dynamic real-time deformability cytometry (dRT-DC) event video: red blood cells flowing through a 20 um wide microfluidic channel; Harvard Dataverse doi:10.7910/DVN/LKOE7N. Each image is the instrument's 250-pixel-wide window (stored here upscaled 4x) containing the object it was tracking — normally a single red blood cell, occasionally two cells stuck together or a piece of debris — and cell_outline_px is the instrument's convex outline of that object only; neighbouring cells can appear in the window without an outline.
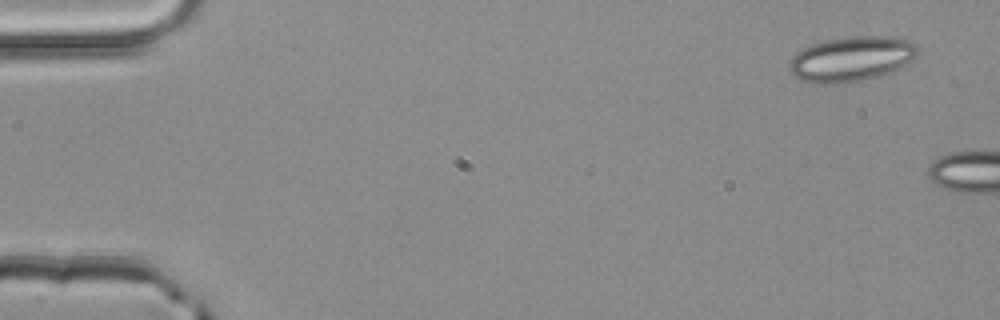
{"species": "common noctule bat (a hibernating species)", "species_latin": "Nyctalus noctula", "temperature_condition": "room temperature", "stored_images_in_passage": 6, "camera_frame_rate_fps": 3000, "um_per_image_px": 0.085, "animal": {"sex": "male", "body_mass_g": 20.4}, "frame": {"image": 1, "passage_image": 1, "time_ms": 0.0, "image_size_px": [1000, 320], "cell_outline_px": [[920, 48], [916, 56], [904, 68], [864, 80], [836, 84], [812, 84], [800, 80], [792, 76], [788, 72], [788, 64], [792, 56], [796, 52], [812, 44], [828, 40], [852, 36], [892, 36], [908, 40], [916, 44]], "centroid_in_image_um": [72.36, 5.03], "position_along_channel_um": 12.6, "area_um2": 34.33}}